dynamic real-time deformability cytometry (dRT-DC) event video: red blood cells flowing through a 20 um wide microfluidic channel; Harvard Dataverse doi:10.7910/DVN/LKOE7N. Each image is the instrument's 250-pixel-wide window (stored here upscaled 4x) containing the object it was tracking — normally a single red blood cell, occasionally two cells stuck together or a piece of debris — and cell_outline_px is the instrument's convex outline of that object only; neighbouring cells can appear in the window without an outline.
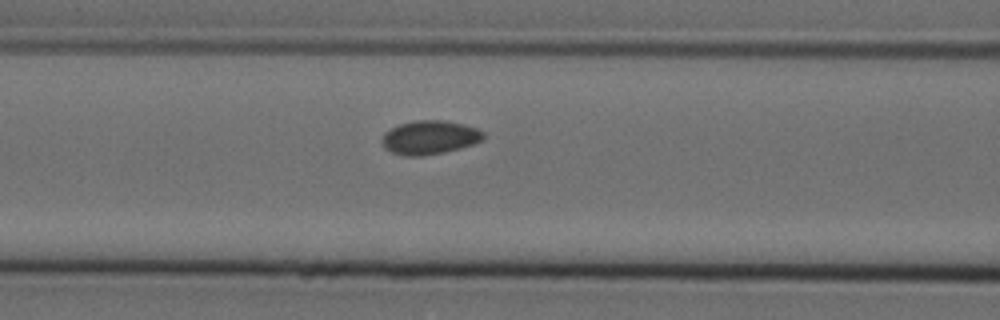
{"species": "Egyptian fruit bat (a non-hibernating species)", "species_latin": "Rousettus aegyptiacus", "temperature_condition": "cold", "stored_images_in_passage": 6, "camera_frame_rate_fps": 3000, "um_per_image_px": 0.085, "animal": {"sex": "female"}, "frame": {"image": 1, "passage_image": 6, "time_ms": 1.667, "image_size_px": [1000, 320], "cell_outline_px": [[484, 140], [460, 148], [444, 152], [424, 156], [404, 156], [392, 152], [384, 148], [380, 140], [384, 132], [400, 124], [416, 120], [444, 120], [464, 124], [476, 128], [484, 132]], "centroid_in_image_um": [36.51, 11.68], "position_along_channel_um": 130.1, "area_um2": 20.11}}